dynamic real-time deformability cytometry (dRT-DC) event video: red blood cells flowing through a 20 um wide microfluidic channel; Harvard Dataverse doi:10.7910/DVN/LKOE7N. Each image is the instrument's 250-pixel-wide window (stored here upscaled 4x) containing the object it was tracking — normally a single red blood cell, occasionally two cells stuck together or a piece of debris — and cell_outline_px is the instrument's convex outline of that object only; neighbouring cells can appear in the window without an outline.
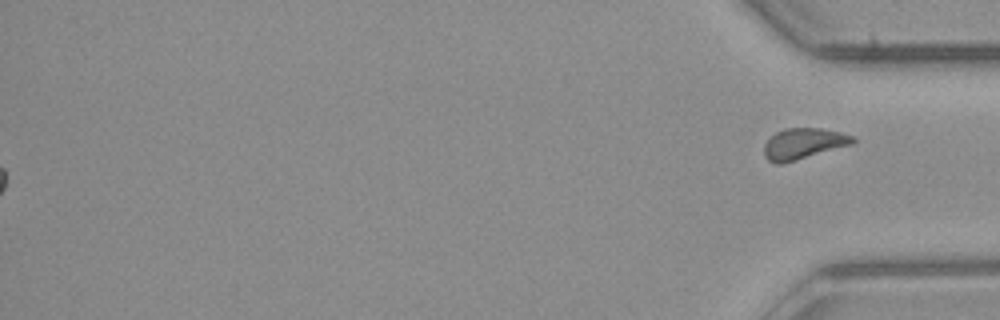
{"species": "common noctule bat (a hibernating species)", "species_latin": "Nyctalus noctula", "temperature_condition": "room temperature", "stored_images_in_passage": 42, "segment_of_instrument_passage": [2, 2], "camera_frame_rate_fps": 3000, "um_per_image_px": 0.085, "animal": {"sex": "male", "body_mass_g": 23.1, "forearm_length_mm": 52.7}, "frame": {"image": 1, "passage_image": 42, "time_ms": 13.667, "image_size_px": [1000, 320], "cell_outline_px": [[856, 140], [852, 144], [784, 164], [776, 164], [768, 160], [764, 156], [764, 144], [776, 132], [784, 128], [820, 128], [840, 132], [852, 136]], "centroid_in_image_um": [68.27, 12.22], "position_along_channel_um": 366.9, "area_um2": 16.01}}